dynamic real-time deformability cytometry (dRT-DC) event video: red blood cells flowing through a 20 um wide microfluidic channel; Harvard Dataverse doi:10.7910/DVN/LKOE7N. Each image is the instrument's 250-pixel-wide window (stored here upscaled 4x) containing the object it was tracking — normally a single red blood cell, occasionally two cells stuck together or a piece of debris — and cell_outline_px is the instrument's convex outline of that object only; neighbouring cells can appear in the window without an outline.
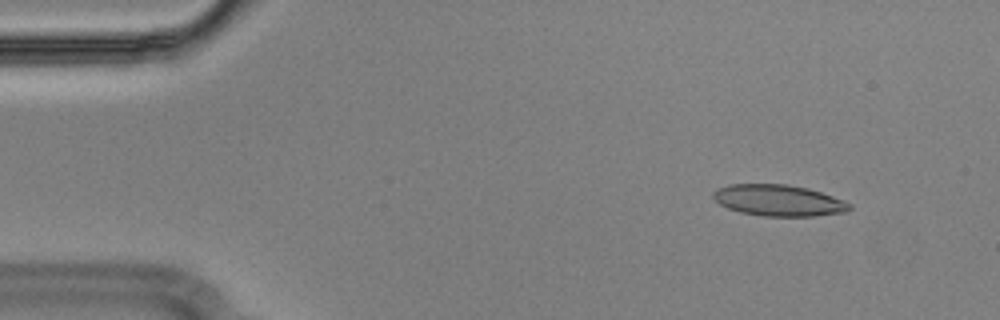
{"species": "Egyptian fruit bat (a non-hibernating species)", "species_latin": "Rousettus aegyptiacus", "temperature_condition": "cold", "stored_images_in_passage": 55, "camera_frame_rate_fps": 3000, "um_per_image_px": 0.085, "animal": {"sex": "male"}, "frame": {"image": 1, "passage_image": 6, "time_ms": 1.667, "image_size_px": [1000, 320], "cell_outline_px": [[852, 208], [844, 212], [816, 216], [760, 216], [740, 212], [728, 208], [720, 204], [712, 196], [712, 192], [728, 184], [788, 184], [808, 188], [844, 200], [852, 204]], "centroid_in_image_um": [66.19, 17.03], "position_along_channel_um": 18.8, "area_um2": 24.91}}
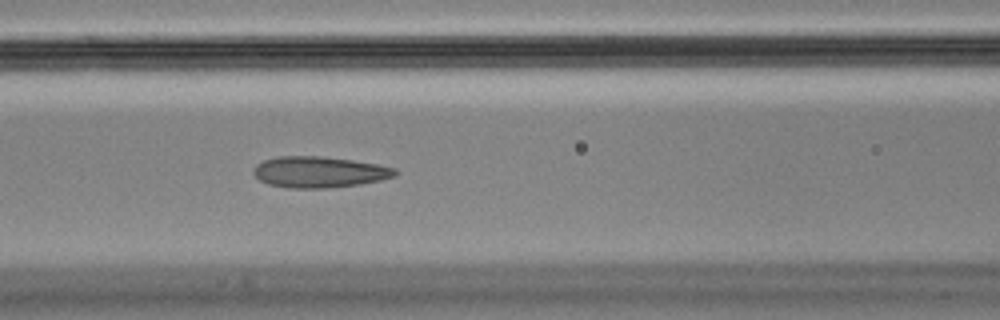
{"frame": {"image": 2, "passage_image": 23, "time_ms": 7.333, "image_size_px": [1000, 320], "cell_outline_px": [[396, 176], [380, 180], [360, 184], [324, 188], [288, 188], [268, 184], [260, 180], [252, 172], [252, 168], [256, 164], [264, 160], [280, 156], [320, 156], [352, 160], [376, 164], [396, 168]], "centroid_in_image_um": [27.1, 14.62], "position_along_channel_um": 139.5, "area_um2": 25.61}}
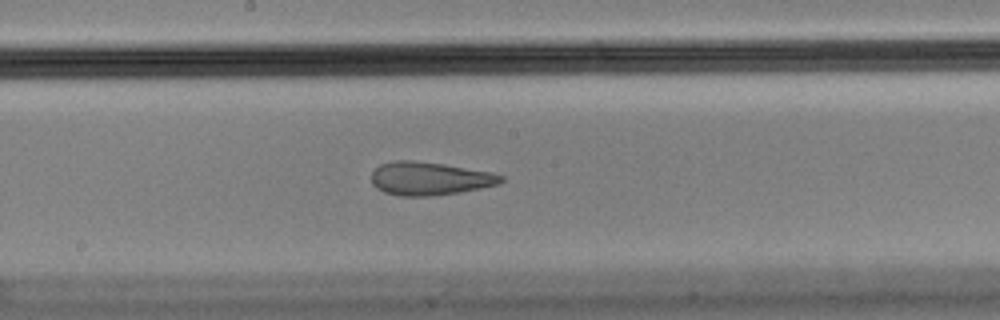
{"frame": {"image": 3, "passage_image": 29, "time_ms": 9.333, "image_size_px": [1000, 320], "cell_outline_px": [[504, 180], [500, 184], [460, 192], [432, 196], [400, 196], [384, 192], [376, 188], [372, 184], [372, 172], [380, 164], [396, 160], [408, 160], [444, 164], [492, 172], [504, 176]], "centroid_in_image_um": [36.52, 15.18], "position_along_channel_um": 211.7, "area_um2": 25.14}, "authors_computed_cell_mechanics": {"area_um2": 25.6054, "velocity_mm_per_s": 3.6136, "shape_relaxation_time_tau1_ms": null, "shape_relaxation_time_tau2_ms": 1.8645, "deformation_change_tau1": null, "deformation_change_tau2": 0.0935}}